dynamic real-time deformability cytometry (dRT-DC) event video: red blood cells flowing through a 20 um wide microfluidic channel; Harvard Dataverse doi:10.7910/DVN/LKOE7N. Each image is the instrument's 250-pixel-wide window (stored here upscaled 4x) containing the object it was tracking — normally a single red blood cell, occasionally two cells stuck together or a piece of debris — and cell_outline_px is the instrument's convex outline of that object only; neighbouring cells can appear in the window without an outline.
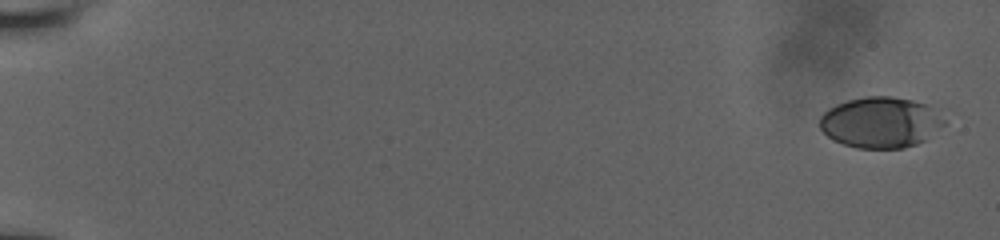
{"species": "human", "species_latin": "Homo sapiens", "temperature_condition": "room temperature", "stored_images_in_passage": 11, "camera_frame_rate_fps": 3000, "um_per_image_px": 0.085, "donor": {"sex": "male"}, "frame": {"image": 1, "passage_image": 1, "time_ms": 0.0, "image_size_px": [1000, 240], "cell_outline_px": [[944, 124], [924, 140], [916, 144], [904, 148], [856, 148], [844, 144], [828, 136], [820, 128], [820, 116], [828, 108], [836, 104], [848, 100], [864, 96], [892, 96], [912, 100], [924, 104], [944, 120]], "centroid_in_image_um": [74.79, 10.4], "position_along_channel_um": 10.2, "area_um2": 36.36}}
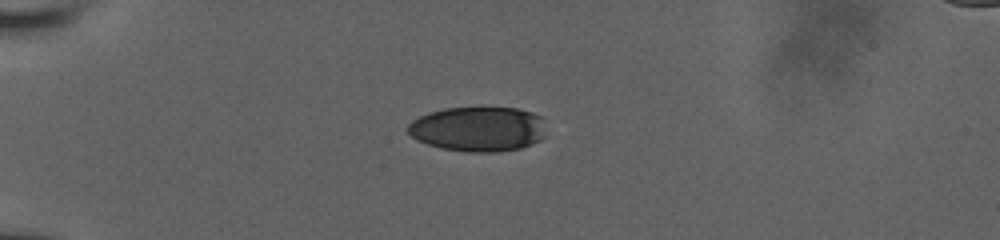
{"frame": {"image": 2, "passage_image": 7, "time_ms": 5.0, "image_size_px": [1000, 240], "cell_outline_px": [[548, 136], [532, 144], [520, 148], [500, 152], [468, 152], [440, 148], [428, 144], [412, 136], [408, 132], [408, 124], [412, 120], [428, 112], [444, 108], [480, 104], [516, 108], [532, 112], [540, 116]], "centroid_in_image_um": [40.68, 10.92], "position_along_channel_um": 44.3, "area_um2": 37.34}}
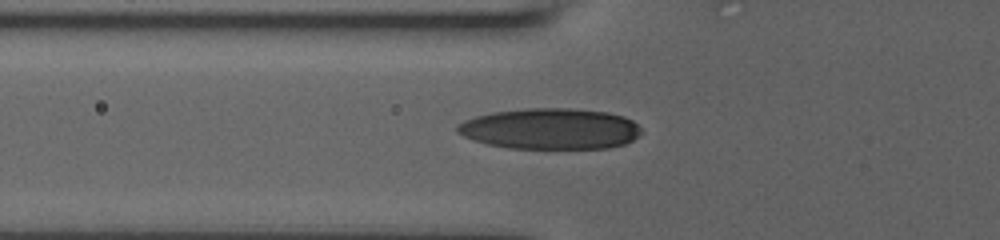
{"frame": {"image": 3, "passage_image": 10, "time_ms": 7.0, "image_size_px": [1000, 240], "cell_outline_px": [[644, 132], [632, 140], [624, 144], [608, 148], [508, 148], [488, 144], [464, 136], [456, 132], [456, 124], [464, 120], [476, 116], [492, 112], [528, 108], [572, 108], [608, 112], [624, 116], [632, 120]], "centroid_in_image_um": [46.79, 10.94], "position_along_channel_um": 79.0, "area_um2": 43.99}}